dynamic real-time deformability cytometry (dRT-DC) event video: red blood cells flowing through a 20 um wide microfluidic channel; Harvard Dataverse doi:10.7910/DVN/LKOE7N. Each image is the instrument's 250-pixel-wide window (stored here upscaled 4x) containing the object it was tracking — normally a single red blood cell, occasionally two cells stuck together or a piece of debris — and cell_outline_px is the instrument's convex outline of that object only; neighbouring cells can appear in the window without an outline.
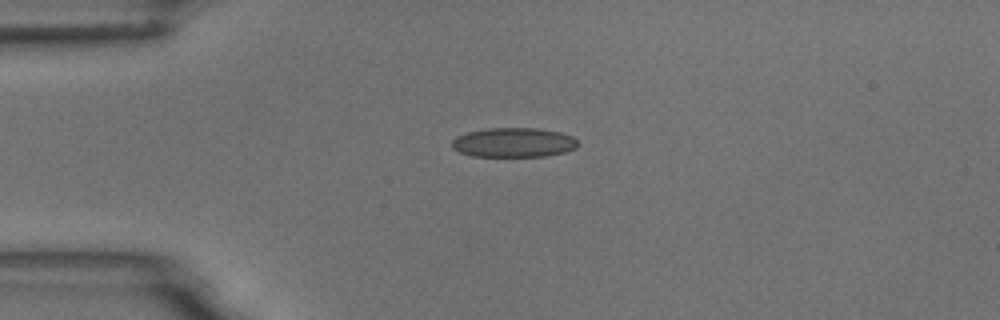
{"species": "common noctule bat (a hibernating species)", "species_latin": "Nyctalus noctula", "temperature_condition": "room temperature", "stored_images_in_passage": 53, "camera_frame_rate_fps": 3000, "um_per_image_px": 0.085, "animal": {"sex": "male", "body_mass_g": 18.8}, "frame": {"image": 1, "passage_image": 12, "time_ms": 3.667, "image_size_px": [1000, 320], "cell_outline_px": [[580, 144], [576, 148], [564, 152], [548, 156], [472, 156], [460, 152], [452, 148], [452, 140], [456, 136], [468, 132], [488, 128], [536, 128], [560, 132], [572, 136]], "centroid_in_image_um": [43.67, 12.11], "position_along_channel_um": 41.3, "area_um2": 21.68}}
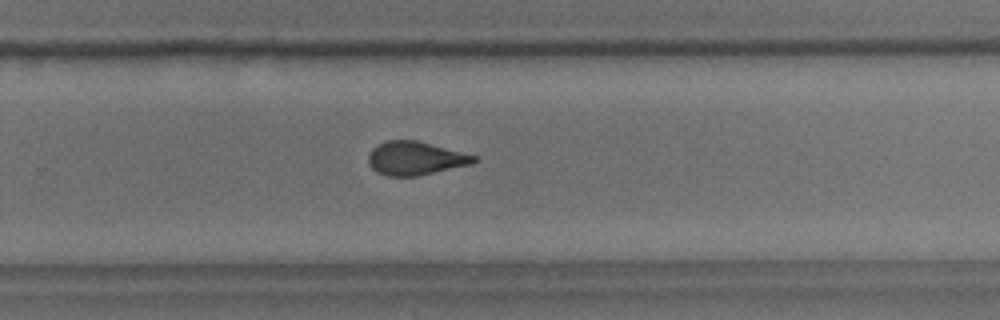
{"frame": {"image": 2, "passage_image": 34, "time_ms": 11.0, "image_size_px": [1000, 320], "cell_outline_px": [[480, 160], [472, 164], [416, 176], [388, 176], [376, 172], [368, 164], [368, 156], [372, 148], [376, 144], [388, 140], [416, 140], [480, 156]], "centroid_in_image_um": [35.33, 13.45], "position_along_channel_um": 294.5, "area_um2": 20.87}}
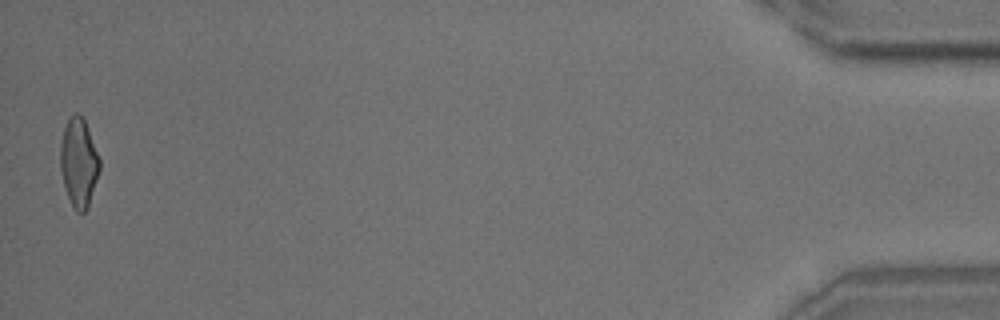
{"frame": {"image": 3, "passage_image": 52, "time_ms": 17.0, "image_size_px": [1000, 320], "cell_outline_px": [[100, 168], [88, 208], [84, 212], [76, 212], [68, 196], [64, 184], [60, 168], [60, 144], [64, 128], [68, 116], [76, 112], [84, 120], [100, 160]], "centroid_in_image_um": [6.68, 13.81], "position_along_channel_um": 428.5, "area_um2": 20.06}, "authors_computed_cell_mechanics": {"area_um2": 20.8658, "velocity_mm_per_s": 3.7648, "shape_relaxation_time_tau1_ms": 7.3638, "shape_relaxation_time_tau2_ms": 1.8028, "deformation_change_tau1": 0.176, "deformation_change_tau2": 0.0805}}